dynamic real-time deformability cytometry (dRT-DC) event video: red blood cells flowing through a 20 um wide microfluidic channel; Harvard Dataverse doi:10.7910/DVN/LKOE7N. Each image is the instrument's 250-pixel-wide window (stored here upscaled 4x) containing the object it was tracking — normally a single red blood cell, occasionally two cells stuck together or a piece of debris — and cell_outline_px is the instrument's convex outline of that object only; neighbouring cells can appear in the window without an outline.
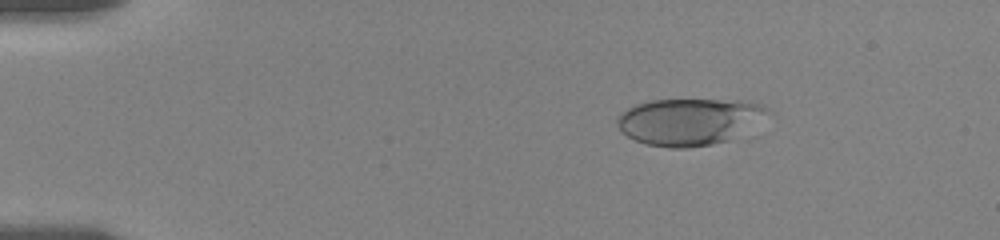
{"species": "human", "species_latin": "Homo sapiens", "temperature_condition": "room temperature", "stored_images_in_passage": 90, "camera_frame_rate_fps": 3000, "um_per_image_px": 0.085, "donor": {"sex": "female"}, "frame": {"image": 1, "passage_image": 15, "time_ms": 2.667, "image_size_px": [1000, 240], "cell_outline_px": [[772, 112], [728, 140], [712, 144], [688, 148], [668, 148], [648, 144], [636, 140], [628, 136], [616, 124], [616, 120], [620, 112], [632, 104], [648, 100], [748, 100], [764, 104]], "centroid_in_image_um": [58.55, 10.3], "position_along_channel_um": 26.4, "area_um2": 41.04}}
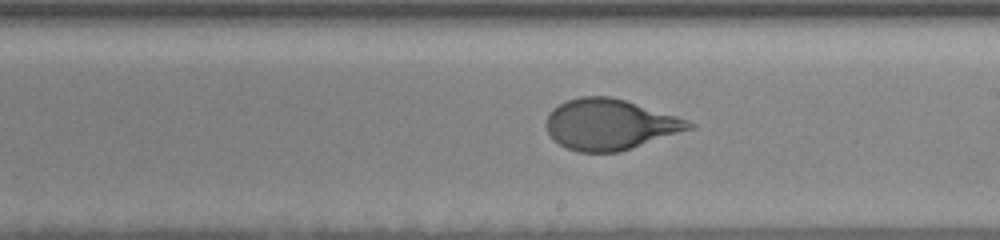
{"frame": {"image": 2, "passage_image": 51, "time_ms": 10.667, "image_size_px": [1000, 240], "cell_outline_px": [[696, 124], [692, 128], [620, 152], [576, 152], [560, 144], [548, 132], [544, 124], [548, 112], [552, 108], [568, 100], [580, 96], [608, 96], [624, 100], [676, 116]], "centroid_in_image_um": [51.79, 10.58], "position_along_channel_um": 237.2, "area_um2": 41.79}}
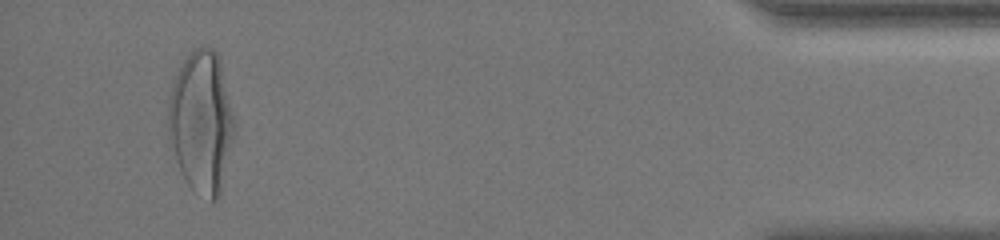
{"frame": {"image": 3, "passage_image": 87, "time_ms": 17.333, "image_size_px": [1000, 240], "cell_outline_px": [[236, 132], [220, 192], [216, 200], [212, 200], [192, 188], [188, 184], [168, 148], [168, 100], [172, 84], [184, 60], [196, 48], [204, 44], [212, 48], [216, 52], [220, 60], [236, 120]], "centroid_in_image_um": [17.12, 10.35], "position_along_channel_um": 418.1, "area_um2": 55.2}, "authors_computed_cell_mechanics": {"area_um2": 42.5408, "velocity_mm_per_s": 3.6175, "shape_relaxation_time_tau1_ms": 4.3938, "shape_relaxation_time_tau2_ms": null, "deformation_change_tau1": 0.1897, "deformation_change_tau2": null}}